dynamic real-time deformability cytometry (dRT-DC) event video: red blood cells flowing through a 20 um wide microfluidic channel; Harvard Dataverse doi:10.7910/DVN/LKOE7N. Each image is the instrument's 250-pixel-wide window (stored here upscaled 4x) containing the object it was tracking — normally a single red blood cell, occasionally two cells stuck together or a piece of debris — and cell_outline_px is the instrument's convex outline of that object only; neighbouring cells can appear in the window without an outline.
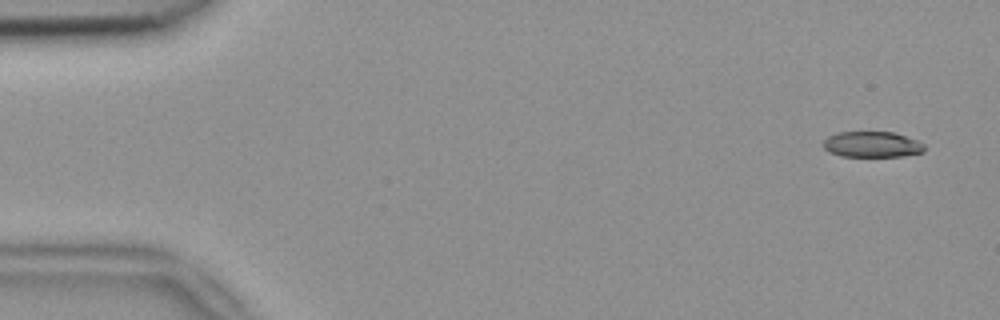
{"species": "common noctule bat (a hibernating species)", "species_latin": "Nyctalus noctula", "temperature_condition": "room temperature", "stored_images_in_passage": 5, "segment_of_instrument_passage": [1, 2], "camera_frame_rate_fps": 3000, "um_per_image_px": 0.085, "animal": {"sex": "female", "body_mass_g": 18.4}, "frame": {"image": 1, "passage_image": 1, "time_ms": 0.0, "image_size_px": [1000, 320], "cell_outline_px": [[924, 152], [904, 156], [840, 156], [828, 152], [824, 148], [824, 140], [828, 136], [836, 132], [892, 132], [916, 140], [924, 144]], "centroid_in_image_um": [74.1, 12.28], "position_along_channel_um": 10.9, "area_um2": 15.14}}
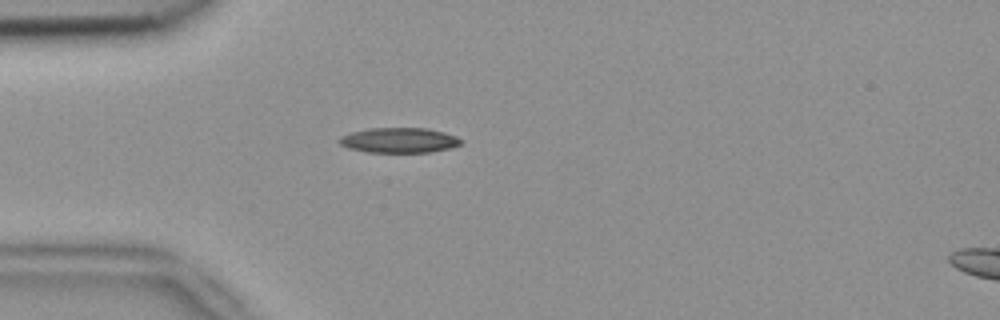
{"frame": {"image": 2, "passage_image": 4, "time_ms": 1.0, "image_size_px": [1000, 320], "cell_outline_px": [[460, 144], [448, 148], [432, 152], [368, 152], [348, 148], [340, 144], [336, 140], [340, 136], [352, 132], [368, 128], [428, 128], [444, 132], [456, 136], [460, 140]], "centroid_in_image_um": [33.87, 11.91], "position_along_channel_um": 51.1, "area_um2": 17.74}}